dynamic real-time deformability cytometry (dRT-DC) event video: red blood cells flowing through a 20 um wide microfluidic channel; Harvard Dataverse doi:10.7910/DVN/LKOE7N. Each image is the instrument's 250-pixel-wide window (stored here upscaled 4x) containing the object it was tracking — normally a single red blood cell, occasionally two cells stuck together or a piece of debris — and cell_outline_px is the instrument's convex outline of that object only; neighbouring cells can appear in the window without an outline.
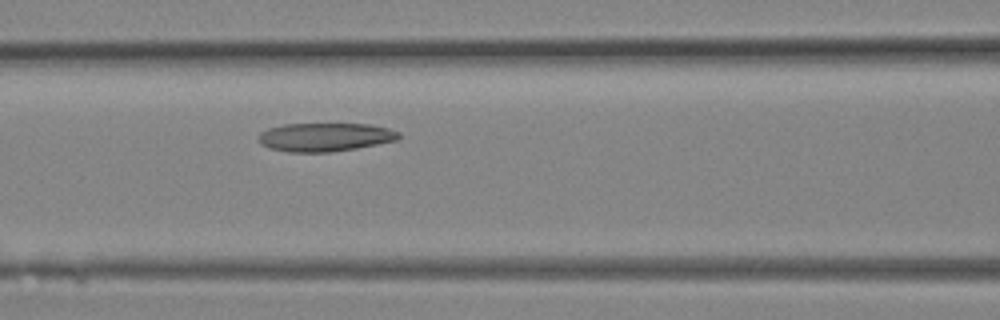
{"species": "Egyptian fruit bat (a non-hibernating species)", "species_latin": "Rousettus aegyptiacus", "temperature_condition": "room temperature", "stored_images_in_passage": 9, "camera_frame_rate_fps": 3000, "um_per_image_px": 0.085, "animal": {"sex": "female"}, "frame": {"image": 1, "passage_image": 9, "time_ms": 2.667, "image_size_px": [1000, 320], "cell_outline_px": [[400, 136], [396, 140], [356, 148], [332, 152], [288, 152], [268, 148], [260, 144], [260, 132], [268, 128], [284, 124], [368, 124], [388, 128], [400, 132]], "centroid_in_image_um": [27.61, 11.65], "position_along_channel_um": 139.0, "area_um2": 23.24}}